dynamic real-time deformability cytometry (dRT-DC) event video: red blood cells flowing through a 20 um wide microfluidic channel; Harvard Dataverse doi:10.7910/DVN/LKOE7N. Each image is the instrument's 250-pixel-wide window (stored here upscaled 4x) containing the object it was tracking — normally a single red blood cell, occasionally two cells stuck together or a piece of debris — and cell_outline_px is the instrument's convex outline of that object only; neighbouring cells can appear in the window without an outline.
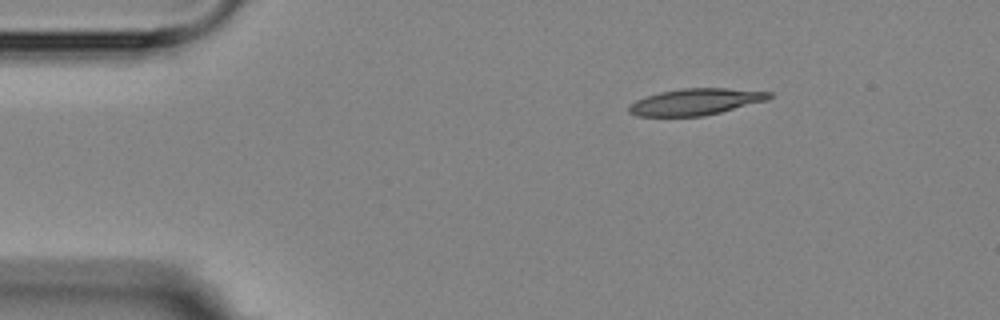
{"species": "Egyptian fruit bat (a non-hibernating species)", "species_latin": "Rousettus aegyptiacus", "temperature_condition": "room temperature", "stored_images_in_passage": 6, "segment_of_instrument_passage": [2, 2], "camera_frame_rate_fps": 3000, "um_per_image_px": 0.085, "animal": {"sex": "female"}, "frame": {"image": 1, "passage_image": 6, "time_ms": 6.333, "image_size_px": [1000, 320], "cell_outline_px": [[772, 96], [768, 100], [704, 116], [636, 116], [628, 112], [628, 104], [636, 100], [660, 92], [680, 88], [728, 88], [772, 92]], "centroid_in_image_um": [59.12, 8.65], "position_along_channel_um": 25.9, "area_um2": 21.68}}